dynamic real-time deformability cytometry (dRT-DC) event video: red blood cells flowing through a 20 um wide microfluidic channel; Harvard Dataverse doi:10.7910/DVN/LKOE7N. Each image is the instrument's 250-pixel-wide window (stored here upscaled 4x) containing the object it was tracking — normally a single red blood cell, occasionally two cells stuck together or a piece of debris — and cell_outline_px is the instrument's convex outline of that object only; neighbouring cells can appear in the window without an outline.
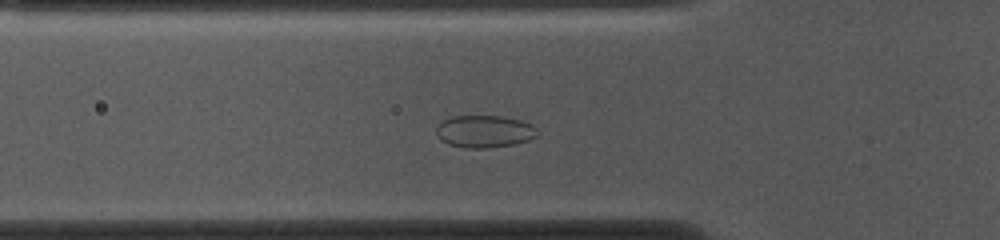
{"species": "common noctule bat (a hibernating species)", "species_latin": "Nyctalus noctula", "temperature_condition": "cold", "stored_images_in_passage": 52, "camera_frame_rate_fps": 3000, "um_per_image_px": 0.085, "animal": {"sex": "female", "body_mass_g": 10.0, "forearm_length_mm": 53.1}, "frame": {"image": 1, "passage_image": 15, "time_ms": 4.667, "image_size_px": [1000, 240], "cell_outline_px": [[540, 132], [536, 136], [528, 140], [512, 144], [488, 148], [464, 148], [448, 144], [440, 140], [436, 136], [436, 128], [444, 120], [452, 116], [504, 116], [520, 120], [532, 124]], "centroid_in_image_um": [41.17, 11.17], "position_along_channel_um": 84.6, "area_um2": 19.13}}
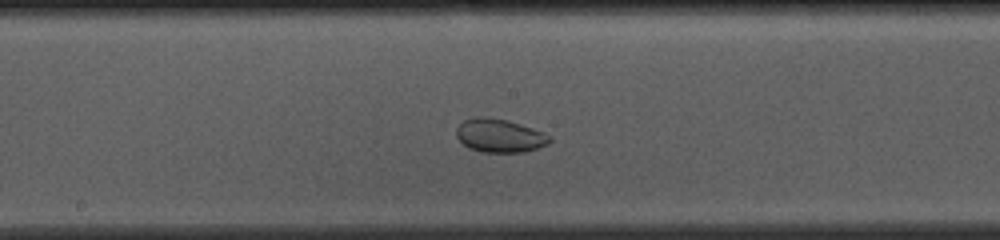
{"frame": {"image": 2, "passage_image": 25, "time_ms": 8.0, "image_size_px": [1000, 240], "cell_outline_px": [[552, 140], [548, 144], [524, 152], [480, 152], [468, 148], [456, 136], [456, 128], [464, 120], [476, 116], [484, 116], [504, 120], [520, 124], [544, 132], [552, 136]], "centroid_in_image_um": [42.47, 11.53], "position_along_channel_um": 205.7, "area_um2": 18.21}}
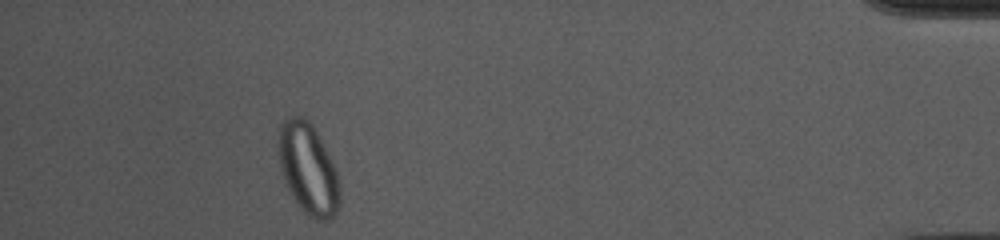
{"frame": {"image": 3, "passage_image": 47, "time_ms": 15.333, "image_size_px": [1000, 240], "cell_outline_px": [[340, 208], [328, 220], [316, 220], [308, 216], [300, 208], [292, 196], [284, 180], [280, 168], [276, 148], [276, 144], [280, 128], [284, 120], [292, 116], [304, 116], [316, 128], [336, 168], [340, 180]], "centroid_in_image_um": [26.2, 14.34], "position_along_channel_um": 409.0, "area_um2": 33.23}}